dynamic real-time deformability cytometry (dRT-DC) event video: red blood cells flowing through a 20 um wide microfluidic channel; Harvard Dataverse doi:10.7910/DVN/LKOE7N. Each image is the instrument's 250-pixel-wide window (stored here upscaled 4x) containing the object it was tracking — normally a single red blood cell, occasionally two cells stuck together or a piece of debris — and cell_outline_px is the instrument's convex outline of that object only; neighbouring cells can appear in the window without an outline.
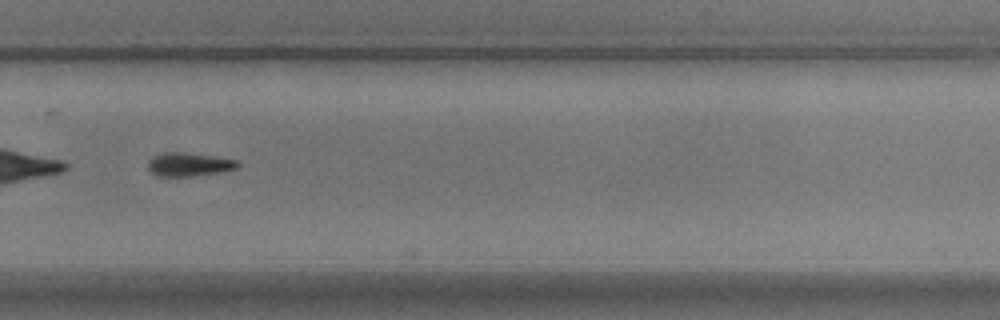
{"species": "common noctule bat (a hibernating species)", "species_latin": "Nyctalus noctula", "temperature_condition": "warm", "stored_images_in_passage": 43, "camera_frame_rate_fps": 3000, "um_per_image_px": 0.085, "animal": {"sex": "male", "body_mass_g": 17.9}, "frame": {"image": 1, "passage_image": 24, "time_ms": 7.667, "image_size_px": [1000, 320], "cell_outline_px": [[240, 164], [236, 168], [220, 172], [188, 176], [156, 176], [148, 168], [148, 160], [152, 156], [164, 152], [184, 152], [212, 156], [236, 160]], "centroid_in_image_um": [16.01, 13.97], "position_along_channel_um": 313.8, "area_um2": 12.2}}
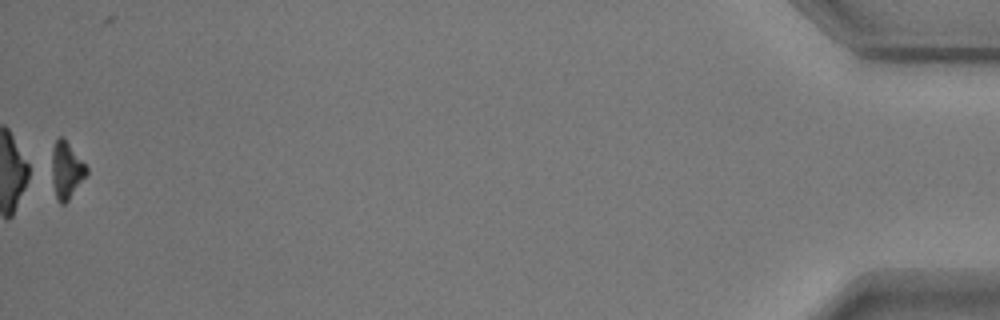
{"frame": {"image": 2, "passage_image": 42, "time_ms": 13.667, "image_size_px": [1000, 320], "cell_outline_px": [[88, 172], [68, 200], [64, 204], [60, 204], [56, 200], [52, 180], [52, 148], [56, 140], [60, 136], [64, 136], [88, 168]], "centroid_in_image_um": [5.63, 14.44], "position_along_channel_um": 429.6, "area_um2": 11.5}, "authors_computed_cell_mechanics": {"area_um2": 12.3114, "velocity_mm_per_s": 3.5401, "shape_relaxation_time_tau1_ms": 2.188, "shape_relaxation_time_tau2_ms": null, "deformation_change_tau1": 0.1745, "deformation_change_tau2": null}}